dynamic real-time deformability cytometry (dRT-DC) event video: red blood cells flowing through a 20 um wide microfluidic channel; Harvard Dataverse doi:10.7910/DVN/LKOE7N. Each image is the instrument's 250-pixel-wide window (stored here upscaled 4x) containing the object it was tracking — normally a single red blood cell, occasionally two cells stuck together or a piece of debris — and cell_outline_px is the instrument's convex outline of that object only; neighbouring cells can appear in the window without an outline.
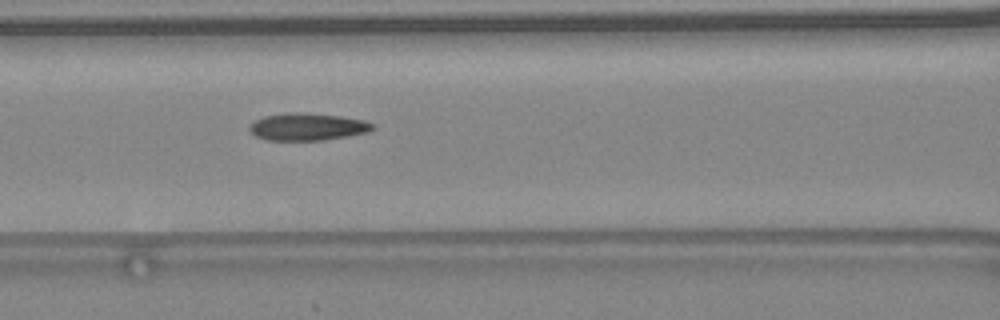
{"species": "common noctule bat (a hibernating species)", "species_latin": "Nyctalus noctula", "temperature_condition": "warm", "stored_images_in_passage": 43, "camera_frame_rate_fps": 3000, "um_per_image_px": 0.085, "animal": {"sex": "female", "body_mass_g": 24.6, "forearm_length_mm": 56.2}, "frame": {"image": 1, "passage_image": 19, "time_ms": 6.0, "image_size_px": [1000, 320], "cell_outline_px": [[376, 128], [368, 132], [348, 136], [324, 140], [268, 140], [256, 136], [248, 128], [256, 120], [264, 116], [292, 112], [300, 112], [340, 116], [364, 120], [372, 124]], "centroid_in_image_um": [26.16, 10.78], "position_along_channel_um": 140.4, "area_um2": 19.42}, "authors_computed_cell_mechanics": {"area_um2": 19.1318, "velocity_mm_per_s": 4.5812, "shape_relaxation_time_tau1_ms": 6.4398, "shape_relaxation_time_tau2_ms": 1.9478, "deformation_change_tau1": 0.2161, "deformation_change_tau2": 0.0946}}